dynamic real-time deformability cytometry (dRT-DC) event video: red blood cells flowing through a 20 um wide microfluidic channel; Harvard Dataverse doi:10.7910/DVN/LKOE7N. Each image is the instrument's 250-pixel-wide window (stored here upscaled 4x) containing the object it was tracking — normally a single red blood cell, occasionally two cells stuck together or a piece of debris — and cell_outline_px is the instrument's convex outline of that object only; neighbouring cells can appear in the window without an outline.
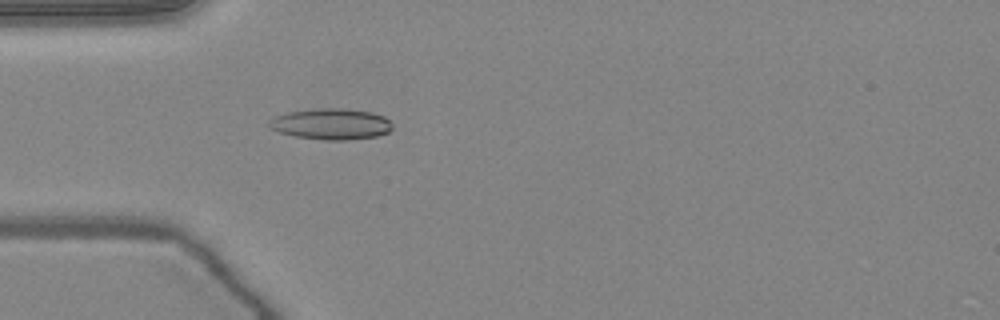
{"species": "common noctule bat (a hibernating species)", "species_latin": "Nyctalus noctula", "temperature_condition": "warm", "stored_images_in_passage": 50, "camera_frame_rate_fps": 3000, "um_per_image_px": 0.085, "animal": {"sex": "female", "body_mass_g": 24.6, "forearm_length_mm": 56.2}, "frame": {"image": 1, "passage_image": 15, "time_ms": 4.667, "image_size_px": [1000, 320], "cell_outline_px": [[392, 128], [388, 132], [376, 136], [344, 140], [328, 140], [292, 136], [268, 128], [268, 120], [272, 116], [288, 112], [316, 108], [344, 108], [372, 112], [384, 116], [392, 124]], "centroid_in_image_um": [28.09, 10.53], "position_along_channel_um": 56.9, "area_um2": 22.48}}
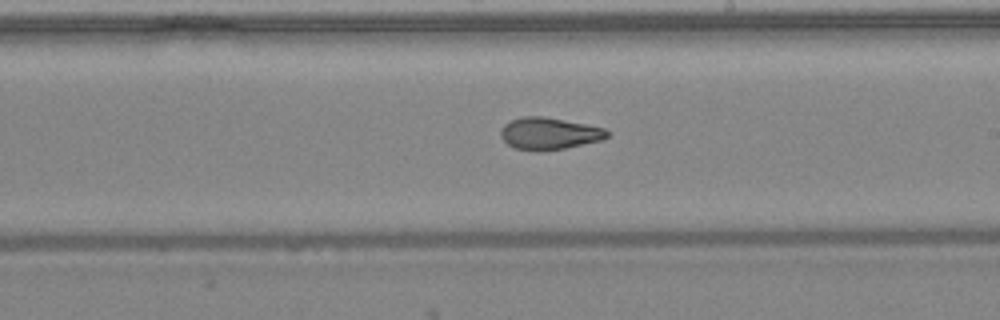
{"frame": {"image": 2, "passage_image": 29, "time_ms": 9.333, "image_size_px": [1000, 320], "cell_outline_px": [[608, 136], [604, 140], [564, 148], [536, 152], [516, 148], [508, 144], [500, 136], [500, 128], [504, 124], [512, 120], [524, 116], [544, 116], [604, 128], [608, 132]], "centroid_in_image_um": [46.66, 11.35], "position_along_channel_um": 242.3, "area_um2": 19.83}}
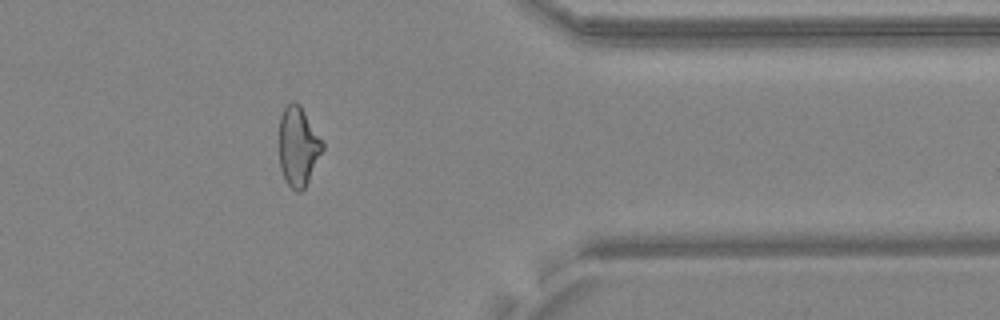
{"frame": {"image": 3, "passage_image": 41, "time_ms": 13.333, "image_size_px": [1000, 320], "cell_outline_px": [[324, 148], [304, 188], [300, 192], [296, 192], [288, 184], [280, 168], [280, 116], [284, 108], [292, 100], [300, 104], [324, 144]], "centroid_in_image_um": [25.34, 12.43], "position_along_channel_um": 386.1, "area_um2": 19.71}, "authors_computed_cell_mechanics": {"area_um2": 20.5768, "velocity_mm_per_s": 4.0477, "shape_relaxation_time_tau1_ms": null, "shape_relaxation_time_tau2_ms": 2.3344, "deformation_change_tau1": null, "deformation_change_tau2": 0.0953}}